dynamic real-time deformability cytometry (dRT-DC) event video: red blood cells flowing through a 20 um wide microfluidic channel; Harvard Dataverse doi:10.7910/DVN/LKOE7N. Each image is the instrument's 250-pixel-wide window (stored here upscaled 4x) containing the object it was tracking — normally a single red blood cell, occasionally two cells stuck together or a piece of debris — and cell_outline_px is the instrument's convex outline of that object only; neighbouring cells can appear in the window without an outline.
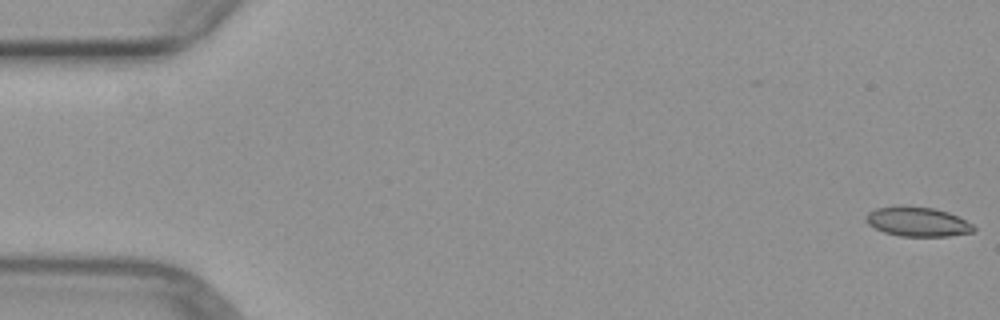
{"species": "common noctule bat (a hibernating species)", "species_latin": "Nyctalus noctula", "temperature_condition": "warm", "stored_images_in_passage": 5, "camera_frame_rate_fps": 3000, "um_per_image_px": 0.085, "animal": {"sex": "female", "body_mass_g": 29.2, "forearm_length_mm": 56.3}, "frame": {"image": 1, "passage_image": 1, "time_ms": 0.0, "image_size_px": [1000, 320], "cell_outline_px": [[976, 228], [972, 232], [948, 236], [900, 236], [884, 232], [868, 224], [864, 220], [868, 212], [876, 208], [932, 208], [948, 212], [972, 224]], "centroid_in_image_um": [78.0, 18.88], "position_along_channel_um": 7.0, "area_um2": 17.74}}